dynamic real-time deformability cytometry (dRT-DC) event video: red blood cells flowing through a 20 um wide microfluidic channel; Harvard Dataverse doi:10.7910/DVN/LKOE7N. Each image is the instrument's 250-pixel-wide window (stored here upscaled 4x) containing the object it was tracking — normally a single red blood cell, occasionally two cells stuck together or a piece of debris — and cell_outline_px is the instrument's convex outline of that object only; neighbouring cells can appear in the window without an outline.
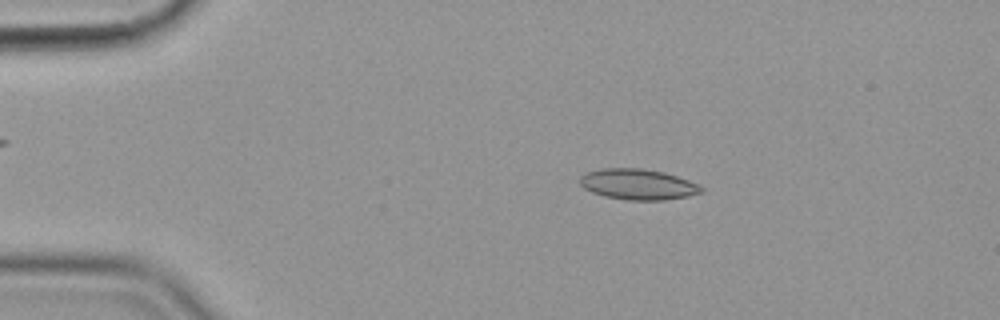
{"species": "common noctule bat (a hibernating species)", "species_latin": "Nyctalus noctula", "temperature_condition": "cold", "stored_images_in_passage": 56, "camera_frame_rate_fps": 3000, "um_per_image_px": 0.085, "animal": {"sex": "female", "body_mass_g": 19.9}, "frame": {"image": 1, "passage_image": 10, "time_ms": 3.0, "image_size_px": [1000, 320], "cell_outline_px": [[704, 192], [688, 196], [664, 200], [624, 200], [604, 196], [592, 192], [584, 188], [580, 184], [580, 176], [584, 172], [600, 168], [640, 168], [664, 172], [688, 180], [704, 188]], "centroid_in_image_um": [54.19, 15.67], "position_along_channel_um": 30.8, "area_um2": 21.85}}
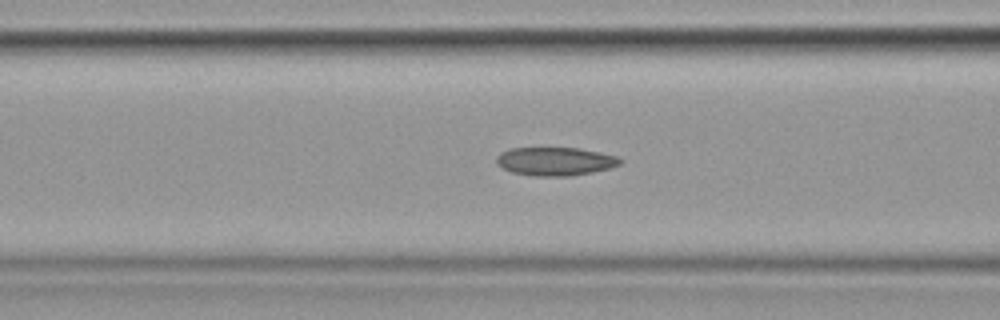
{"frame": {"image": 2, "passage_image": 22, "time_ms": 7.0, "image_size_px": [1000, 320], "cell_outline_px": [[624, 160], [620, 164], [608, 168], [592, 172], [572, 176], [532, 176], [512, 172], [500, 168], [496, 164], [496, 156], [500, 152], [508, 148], [580, 148], [600, 152], [616, 156]], "centroid_in_image_um": [47.15, 13.71], "position_along_channel_um": 119.5, "area_um2": 20.69}}
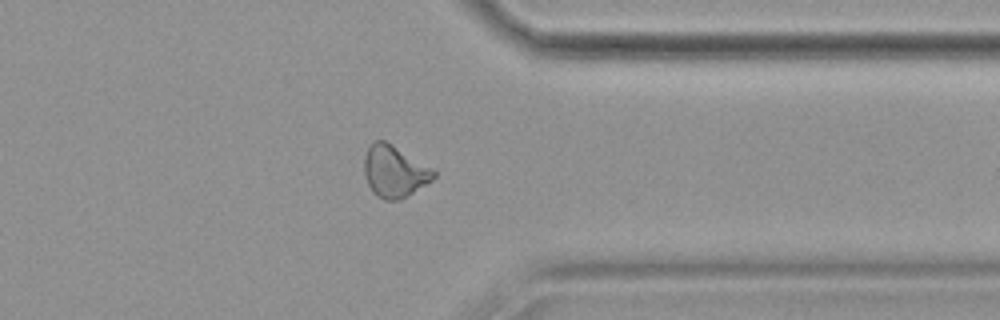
{"frame": {"image": 3, "passage_image": 44, "time_ms": 14.333, "image_size_px": [1000, 320], "cell_outline_px": [[436, 176], [432, 180], [400, 200], [384, 200], [376, 196], [372, 192], [368, 184], [364, 172], [364, 156], [368, 148], [376, 140], [384, 140], [392, 144], [432, 168], [436, 172]], "centroid_in_image_um": [33.51, 14.58], "position_along_channel_um": 377.9, "area_um2": 20.81}}